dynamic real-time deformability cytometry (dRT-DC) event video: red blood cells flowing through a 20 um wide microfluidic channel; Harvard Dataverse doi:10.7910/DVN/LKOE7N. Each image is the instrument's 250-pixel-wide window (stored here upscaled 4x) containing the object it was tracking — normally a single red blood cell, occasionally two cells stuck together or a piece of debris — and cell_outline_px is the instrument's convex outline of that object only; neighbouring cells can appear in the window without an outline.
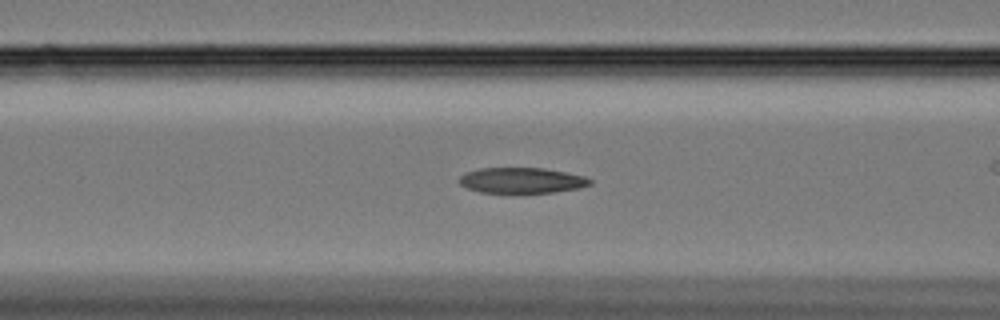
{"species": "Egyptian fruit bat (a non-hibernating species)", "species_latin": "Rousettus aegyptiacus", "temperature_condition": "cold", "stored_images_in_passage": 41, "camera_frame_rate_fps": 3000, "um_per_image_px": 0.085, "animal": {"sex": "female"}, "frame": {"image": 1, "passage_image": 17, "time_ms": 5.333, "image_size_px": [1000, 320], "cell_outline_px": [[592, 184], [580, 188], [556, 192], [512, 196], [480, 192], [468, 188], [460, 184], [460, 176], [468, 172], [480, 168], [544, 168], [584, 176], [592, 180]], "centroid_in_image_um": [44.36, 15.39], "position_along_channel_um": 122.2, "area_um2": 20.35}}
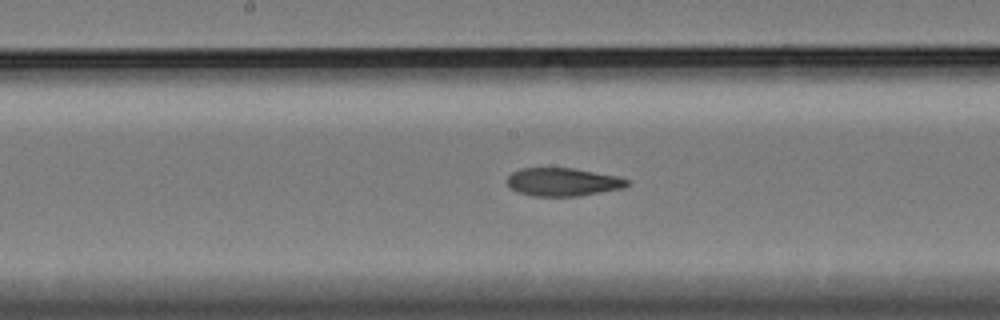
{"frame": {"image": 2, "passage_image": 24, "time_ms": 7.667, "image_size_px": [1000, 320], "cell_outline_px": [[628, 184], [624, 188], [580, 196], [532, 196], [516, 192], [508, 188], [504, 180], [512, 172], [520, 168], [572, 168], [616, 176], [628, 180]], "centroid_in_image_um": [47.75, 15.48], "position_along_channel_um": 200.4, "area_um2": 19.88}}
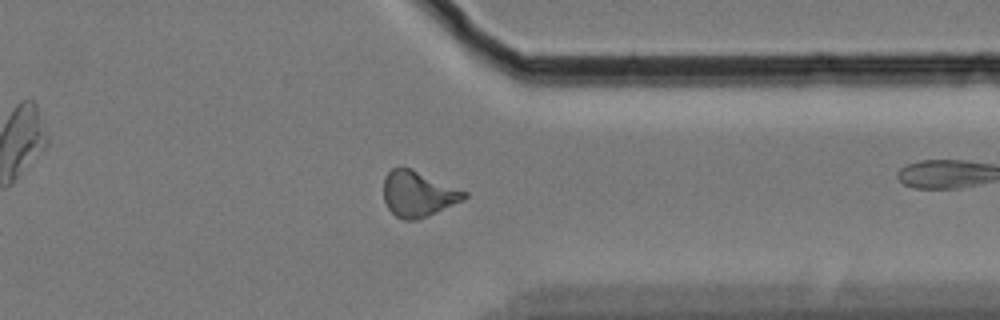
{"frame": {"image": 3, "passage_image": 40, "time_ms": 13.0, "image_size_px": [1000, 320], "cell_outline_px": [[468, 196], [464, 200], [428, 216], [416, 220], [404, 220], [396, 216], [388, 208], [384, 200], [384, 176], [392, 168], [412, 168], [468, 192]], "centroid_in_image_um": [35.55, 16.48], "position_along_channel_um": 375.8, "area_um2": 21.5}}